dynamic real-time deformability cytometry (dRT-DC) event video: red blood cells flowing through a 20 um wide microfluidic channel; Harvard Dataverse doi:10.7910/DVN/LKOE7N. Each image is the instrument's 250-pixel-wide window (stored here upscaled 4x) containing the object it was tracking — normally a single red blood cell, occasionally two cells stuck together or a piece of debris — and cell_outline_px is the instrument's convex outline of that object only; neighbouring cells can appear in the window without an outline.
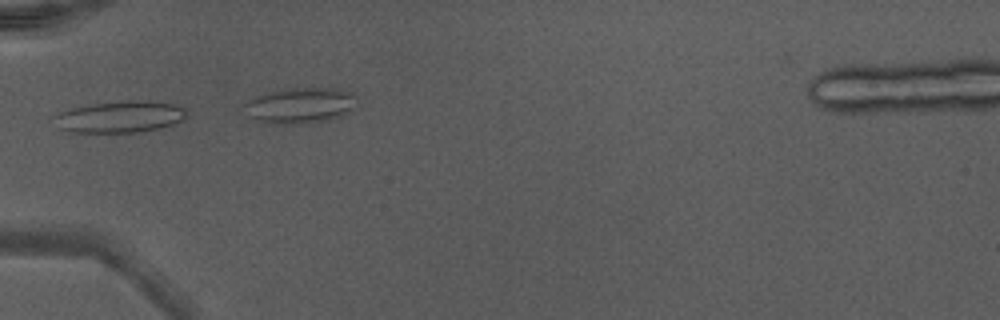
{"species": "Egyptian fruit bat (a non-hibernating species)", "species_latin": "Rousettus aegyptiacus", "temperature_condition": "warm", "stored_images_in_passage": 5, "camera_frame_rate_fps": 3000, "um_per_image_px": 0.085, "animal": {"sex": "male"}, "frame": {"image": 1, "passage_image": 2, "time_ms": 0.333, "image_size_px": [1000, 320], "cell_outline_px": [[184, 116], [180, 120], [172, 124], [156, 128], [136, 132], [68, 132], [60, 128], [52, 116], [60, 112], [72, 108], [92, 104], [132, 100], [144, 100], [172, 104], [184, 108]], "centroid_in_image_um": [10.13, 9.92], "position_along_channel_um": 74.9, "area_um2": 23.81}}